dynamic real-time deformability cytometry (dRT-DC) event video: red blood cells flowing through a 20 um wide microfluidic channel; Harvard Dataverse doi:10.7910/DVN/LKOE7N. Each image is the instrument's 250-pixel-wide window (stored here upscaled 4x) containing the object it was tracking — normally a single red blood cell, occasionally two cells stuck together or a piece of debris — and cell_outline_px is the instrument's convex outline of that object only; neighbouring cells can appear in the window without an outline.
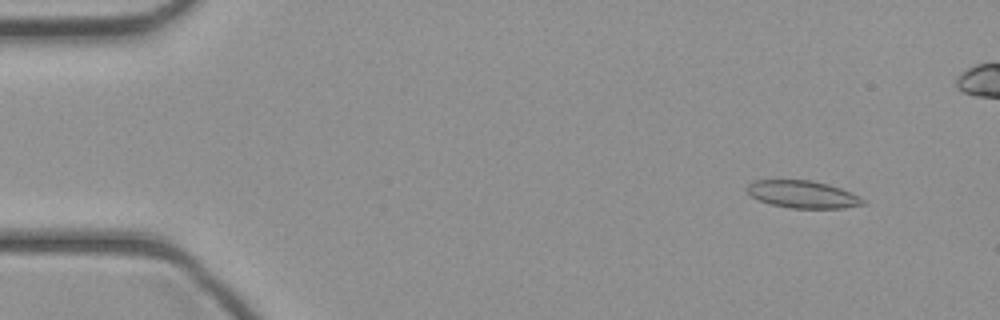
{"species": "common noctule bat (a hibernating species)", "species_latin": "Nyctalus noctula", "temperature_condition": "cold", "stored_images_in_passage": 10, "camera_frame_rate_fps": 3000, "um_per_image_px": 0.085, "animal": {"sex": "female", "body_mass_g": 21.9}, "frame": {"image": 1, "passage_image": 4, "time_ms": 1.0, "image_size_px": [1000, 320], "cell_outline_px": [[868, 204], [844, 208], [792, 208], [772, 204], [760, 200], [752, 196], [748, 192], [748, 184], [752, 180], [812, 180], [828, 184], [840, 188], [860, 196]], "centroid_in_image_um": [68.28, 16.52], "position_along_channel_um": 16.7, "area_um2": 18.44}}